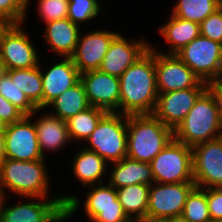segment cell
Wrapping results in <instances>:
<instances>
[{
    "label": "cell",
    "mask_w": 222,
    "mask_h": 222,
    "mask_svg": "<svg viewBox=\"0 0 222 222\" xmlns=\"http://www.w3.org/2000/svg\"><path fill=\"white\" fill-rule=\"evenodd\" d=\"M119 79L121 114H152L158 97L154 49L150 47Z\"/></svg>",
    "instance_id": "obj_1"
},
{
    "label": "cell",
    "mask_w": 222,
    "mask_h": 222,
    "mask_svg": "<svg viewBox=\"0 0 222 222\" xmlns=\"http://www.w3.org/2000/svg\"><path fill=\"white\" fill-rule=\"evenodd\" d=\"M220 131L218 85H213L209 86L195 101L183 122L174 131V138L193 148L220 137Z\"/></svg>",
    "instance_id": "obj_2"
},
{
    "label": "cell",
    "mask_w": 222,
    "mask_h": 222,
    "mask_svg": "<svg viewBox=\"0 0 222 222\" xmlns=\"http://www.w3.org/2000/svg\"><path fill=\"white\" fill-rule=\"evenodd\" d=\"M173 138L174 131L152 114L128 115V158L150 163Z\"/></svg>",
    "instance_id": "obj_3"
},
{
    "label": "cell",
    "mask_w": 222,
    "mask_h": 222,
    "mask_svg": "<svg viewBox=\"0 0 222 222\" xmlns=\"http://www.w3.org/2000/svg\"><path fill=\"white\" fill-rule=\"evenodd\" d=\"M45 160L19 161L4 158L0 162V196L4 188L21 196L45 200L48 193V176Z\"/></svg>",
    "instance_id": "obj_4"
},
{
    "label": "cell",
    "mask_w": 222,
    "mask_h": 222,
    "mask_svg": "<svg viewBox=\"0 0 222 222\" xmlns=\"http://www.w3.org/2000/svg\"><path fill=\"white\" fill-rule=\"evenodd\" d=\"M0 201V222H61L70 217L79 207L76 196H61L44 202H27L4 207ZM7 207V208H6Z\"/></svg>",
    "instance_id": "obj_5"
},
{
    "label": "cell",
    "mask_w": 222,
    "mask_h": 222,
    "mask_svg": "<svg viewBox=\"0 0 222 222\" xmlns=\"http://www.w3.org/2000/svg\"><path fill=\"white\" fill-rule=\"evenodd\" d=\"M127 124L128 115L106 113L86 140L91 147L85 149L96 152L105 161H121L127 157Z\"/></svg>",
    "instance_id": "obj_6"
},
{
    "label": "cell",
    "mask_w": 222,
    "mask_h": 222,
    "mask_svg": "<svg viewBox=\"0 0 222 222\" xmlns=\"http://www.w3.org/2000/svg\"><path fill=\"white\" fill-rule=\"evenodd\" d=\"M177 55L201 81L210 86L222 84V44L203 36L196 37Z\"/></svg>",
    "instance_id": "obj_7"
},
{
    "label": "cell",
    "mask_w": 222,
    "mask_h": 222,
    "mask_svg": "<svg viewBox=\"0 0 222 222\" xmlns=\"http://www.w3.org/2000/svg\"><path fill=\"white\" fill-rule=\"evenodd\" d=\"M155 183L194 182L192 148L173 138L150 162Z\"/></svg>",
    "instance_id": "obj_8"
},
{
    "label": "cell",
    "mask_w": 222,
    "mask_h": 222,
    "mask_svg": "<svg viewBox=\"0 0 222 222\" xmlns=\"http://www.w3.org/2000/svg\"><path fill=\"white\" fill-rule=\"evenodd\" d=\"M195 186L194 182L152 184L145 219L166 221L181 217L187 196Z\"/></svg>",
    "instance_id": "obj_9"
},
{
    "label": "cell",
    "mask_w": 222,
    "mask_h": 222,
    "mask_svg": "<svg viewBox=\"0 0 222 222\" xmlns=\"http://www.w3.org/2000/svg\"><path fill=\"white\" fill-rule=\"evenodd\" d=\"M154 64L158 93L187 88H208L210 85L198 76L175 54H163L154 50Z\"/></svg>",
    "instance_id": "obj_10"
},
{
    "label": "cell",
    "mask_w": 222,
    "mask_h": 222,
    "mask_svg": "<svg viewBox=\"0 0 222 222\" xmlns=\"http://www.w3.org/2000/svg\"><path fill=\"white\" fill-rule=\"evenodd\" d=\"M33 114L6 125L4 158L19 161L45 159L40 152L35 125L31 122Z\"/></svg>",
    "instance_id": "obj_11"
},
{
    "label": "cell",
    "mask_w": 222,
    "mask_h": 222,
    "mask_svg": "<svg viewBox=\"0 0 222 222\" xmlns=\"http://www.w3.org/2000/svg\"><path fill=\"white\" fill-rule=\"evenodd\" d=\"M193 180L197 187L222 183V136L192 148Z\"/></svg>",
    "instance_id": "obj_12"
},
{
    "label": "cell",
    "mask_w": 222,
    "mask_h": 222,
    "mask_svg": "<svg viewBox=\"0 0 222 222\" xmlns=\"http://www.w3.org/2000/svg\"><path fill=\"white\" fill-rule=\"evenodd\" d=\"M207 88H187L184 90L158 93L152 115L175 131L192 109L195 101Z\"/></svg>",
    "instance_id": "obj_13"
},
{
    "label": "cell",
    "mask_w": 222,
    "mask_h": 222,
    "mask_svg": "<svg viewBox=\"0 0 222 222\" xmlns=\"http://www.w3.org/2000/svg\"><path fill=\"white\" fill-rule=\"evenodd\" d=\"M80 81L92 107L108 112L119 110L120 79L100 70L80 74Z\"/></svg>",
    "instance_id": "obj_14"
},
{
    "label": "cell",
    "mask_w": 222,
    "mask_h": 222,
    "mask_svg": "<svg viewBox=\"0 0 222 222\" xmlns=\"http://www.w3.org/2000/svg\"><path fill=\"white\" fill-rule=\"evenodd\" d=\"M20 26V23L12 24L0 44V58L7 70L29 69L39 65L37 51Z\"/></svg>",
    "instance_id": "obj_15"
},
{
    "label": "cell",
    "mask_w": 222,
    "mask_h": 222,
    "mask_svg": "<svg viewBox=\"0 0 222 222\" xmlns=\"http://www.w3.org/2000/svg\"><path fill=\"white\" fill-rule=\"evenodd\" d=\"M84 210L93 222H132L118 200L116 189L109 183L88 191Z\"/></svg>",
    "instance_id": "obj_16"
},
{
    "label": "cell",
    "mask_w": 222,
    "mask_h": 222,
    "mask_svg": "<svg viewBox=\"0 0 222 222\" xmlns=\"http://www.w3.org/2000/svg\"><path fill=\"white\" fill-rule=\"evenodd\" d=\"M117 34L116 32L103 30L93 31L85 36L79 35L78 43L71 59L80 74L99 70L109 45Z\"/></svg>",
    "instance_id": "obj_17"
},
{
    "label": "cell",
    "mask_w": 222,
    "mask_h": 222,
    "mask_svg": "<svg viewBox=\"0 0 222 222\" xmlns=\"http://www.w3.org/2000/svg\"><path fill=\"white\" fill-rule=\"evenodd\" d=\"M148 45L143 40L130 43L122 35L117 34L111 41L99 70L120 77L149 50Z\"/></svg>",
    "instance_id": "obj_18"
},
{
    "label": "cell",
    "mask_w": 222,
    "mask_h": 222,
    "mask_svg": "<svg viewBox=\"0 0 222 222\" xmlns=\"http://www.w3.org/2000/svg\"><path fill=\"white\" fill-rule=\"evenodd\" d=\"M43 82V108L47 107L56 97L74 86L80 80L78 68L71 57L50 67L46 73L41 71Z\"/></svg>",
    "instance_id": "obj_19"
},
{
    "label": "cell",
    "mask_w": 222,
    "mask_h": 222,
    "mask_svg": "<svg viewBox=\"0 0 222 222\" xmlns=\"http://www.w3.org/2000/svg\"><path fill=\"white\" fill-rule=\"evenodd\" d=\"M114 169L110 174L109 184L119 189L128 185L146 184L152 185L154 177L151 164L124 157L119 162H114Z\"/></svg>",
    "instance_id": "obj_20"
},
{
    "label": "cell",
    "mask_w": 222,
    "mask_h": 222,
    "mask_svg": "<svg viewBox=\"0 0 222 222\" xmlns=\"http://www.w3.org/2000/svg\"><path fill=\"white\" fill-rule=\"evenodd\" d=\"M45 38L51 49L64 57L74 54L80 35L79 26L68 18L46 23Z\"/></svg>",
    "instance_id": "obj_21"
},
{
    "label": "cell",
    "mask_w": 222,
    "mask_h": 222,
    "mask_svg": "<svg viewBox=\"0 0 222 222\" xmlns=\"http://www.w3.org/2000/svg\"><path fill=\"white\" fill-rule=\"evenodd\" d=\"M34 125L37 132V139L40 148V152L43 154V150H55L59 149L70 139L68 133L67 122L58 118L57 116L46 114L39 117Z\"/></svg>",
    "instance_id": "obj_22"
},
{
    "label": "cell",
    "mask_w": 222,
    "mask_h": 222,
    "mask_svg": "<svg viewBox=\"0 0 222 222\" xmlns=\"http://www.w3.org/2000/svg\"><path fill=\"white\" fill-rule=\"evenodd\" d=\"M159 31L171 45L170 53L167 54H176L200 36V25L171 15L170 20Z\"/></svg>",
    "instance_id": "obj_23"
},
{
    "label": "cell",
    "mask_w": 222,
    "mask_h": 222,
    "mask_svg": "<svg viewBox=\"0 0 222 222\" xmlns=\"http://www.w3.org/2000/svg\"><path fill=\"white\" fill-rule=\"evenodd\" d=\"M150 186L134 184L116 189L118 200L132 222L146 218Z\"/></svg>",
    "instance_id": "obj_24"
},
{
    "label": "cell",
    "mask_w": 222,
    "mask_h": 222,
    "mask_svg": "<svg viewBox=\"0 0 222 222\" xmlns=\"http://www.w3.org/2000/svg\"><path fill=\"white\" fill-rule=\"evenodd\" d=\"M73 160V172L85 187L96 185L97 180H99L98 184H102L107 162L96 152L84 148Z\"/></svg>",
    "instance_id": "obj_25"
},
{
    "label": "cell",
    "mask_w": 222,
    "mask_h": 222,
    "mask_svg": "<svg viewBox=\"0 0 222 222\" xmlns=\"http://www.w3.org/2000/svg\"><path fill=\"white\" fill-rule=\"evenodd\" d=\"M49 105L53 106L56 111V114L52 113V115L65 121L91 107L80 80L60 96L56 97Z\"/></svg>",
    "instance_id": "obj_26"
},
{
    "label": "cell",
    "mask_w": 222,
    "mask_h": 222,
    "mask_svg": "<svg viewBox=\"0 0 222 222\" xmlns=\"http://www.w3.org/2000/svg\"><path fill=\"white\" fill-rule=\"evenodd\" d=\"M39 67L8 70L7 75L38 109H43V82Z\"/></svg>",
    "instance_id": "obj_27"
},
{
    "label": "cell",
    "mask_w": 222,
    "mask_h": 222,
    "mask_svg": "<svg viewBox=\"0 0 222 222\" xmlns=\"http://www.w3.org/2000/svg\"><path fill=\"white\" fill-rule=\"evenodd\" d=\"M106 113L103 109L91 106L70 117L66 121L70 139L87 140Z\"/></svg>",
    "instance_id": "obj_28"
},
{
    "label": "cell",
    "mask_w": 222,
    "mask_h": 222,
    "mask_svg": "<svg viewBox=\"0 0 222 222\" xmlns=\"http://www.w3.org/2000/svg\"><path fill=\"white\" fill-rule=\"evenodd\" d=\"M222 6V0H179L171 15L201 23Z\"/></svg>",
    "instance_id": "obj_29"
},
{
    "label": "cell",
    "mask_w": 222,
    "mask_h": 222,
    "mask_svg": "<svg viewBox=\"0 0 222 222\" xmlns=\"http://www.w3.org/2000/svg\"><path fill=\"white\" fill-rule=\"evenodd\" d=\"M181 218L188 222H212L207 204V188L195 186L187 196Z\"/></svg>",
    "instance_id": "obj_30"
},
{
    "label": "cell",
    "mask_w": 222,
    "mask_h": 222,
    "mask_svg": "<svg viewBox=\"0 0 222 222\" xmlns=\"http://www.w3.org/2000/svg\"><path fill=\"white\" fill-rule=\"evenodd\" d=\"M0 95L16 106L25 115H31L40 110L17 87L16 83L11 81L8 75L0 81Z\"/></svg>",
    "instance_id": "obj_31"
},
{
    "label": "cell",
    "mask_w": 222,
    "mask_h": 222,
    "mask_svg": "<svg viewBox=\"0 0 222 222\" xmlns=\"http://www.w3.org/2000/svg\"><path fill=\"white\" fill-rule=\"evenodd\" d=\"M67 18L77 24L92 20L100 12V3L97 0H68Z\"/></svg>",
    "instance_id": "obj_32"
},
{
    "label": "cell",
    "mask_w": 222,
    "mask_h": 222,
    "mask_svg": "<svg viewBox=\"0 0 222 222\" xmlns=\"http://www.w3.org/2000/svg\"><path fill=\"white\" fill-rule=\"evenodd\" d=\"M38 2L39 15L45 23L67 18L68 0H39Z\"/></svg>",
    "instance_id": "obj_33"
},
{
    "label": "cell",
    "mask_w": 222,
    "mask_h": 222,
    "mask_svg": "<svg viewBox=\"0 0 222 222\" xmlns=\"http://www.w3.org/2000/svg\"><path fill=\"white\" fill-rule=\"evenodd\" d=\"M29 0H0V15L13 24H22Z\"/></svg>",
    "instance_id": "obj_34"
},
{
    "label": "cell",
    "mask_w": 222,
    "mask_h": 222,
    "mask_svg": "<svg viewBox=\"0 0 222 222\" xmlns=\"http://www.w3.org/2000/svg\"><path fill=\"white\" fill-rule=\"evenodd\" d=\"M199 25L201 36L222 44V6Z\"/></svg>",
    "instance_id": "obj_35"
},
{
    "label": "cell",
    "mask_w": 222,
    "mask_h": 222,
    "mask_svg": "<svg viewBox=\"0 0 222 222\" xmlns=\"http://www.w3.org/2000/svg\"><path fill=\"white\" fill-rule=\"evenodd\" d=\"M25 114L0 95V119L5 125L21 120Z\"/></svg>",
    "instance_id": "obj_36"
},
{
    "label": "cell",
    "mask_w": 222,
    "mask_h": 222,
    "mask_svg": "<svg viewBox=\"0 0 222 222\" xmlns=\"http://www.w3.org/2000/svg\"><path fill=\"white\" fill-rule=\"evenodd\" d=\"M207 204L212 222H222V195L214 188H207Z\"/></svg>",
    "instance_id": "obj_37"
},
{
    "label": "cell",
    "mask_w": 222,
    "mask_h": 222,
    "mask_svg": "<svg viewBox=\"0 0 222 222\" xmlns=\"http://www.w3.org/2000/svg\"><path fill=\"white\" fill-rule=\"evenodd\" d=\"M13 23L9 21L7 18L0 15V44L5 32L10 28Z\"/></svg>",
    "instance_id": "obj_38"
},
{
    "label": "cell",
    "mask_w": 222,
    "mask_h": 222,
    "mask_svg": "<svg viewBox=\"0 0 222 222\" xmlns=\"http://www.w3.org/2000/svg\"><path fill=\"white\" fill-rule=\"evenodd\" d=\"M218 102H219V114L221 124V136H222V85H218Z\"/></svg>",
    "instance_id": "obj_39"
},
{
    "label": "cell",
    "mask_w": 222,
    "mask_h": 222,
    "mask_svg": "<svg viewBox=\"0 0 222 222\" xmlns=\"http://www.w3.org/2000/svg\"><path fill=\"white\" fill-rule=\"evenodd\" d=\"M5 155V133L0 132V162L4 159Z\"/></svg>",
    "instance_id": "obj_40"
},
{
    "label": "cell",
    "mask_w": 222,
    "mask_h": 222,
    "mask_svg": "<svg viewBox=\"0 0 222 222\" xmlns=\"http://www.w3.org/2000/svg\"><path fill=\"white\" fill-rule=\"evenodd\" d=\"M7 67L0 58V81L7 75Z\"/></svg>",
    "instance_id": "obj_41"
},
{
    "label": "cell",
    "mask_w": 222,
    "mask_h": 222,
    "mask_svg": "<svg viewBox=\"0 0 222 222\" xmlns=\"http://www.w3.org/2000/svg\"><path fill=\"white\" fill-rule=\"evenodd\" d=\"M166 222H188V221H185L181 217H178V218L168 219V220H166Z\"/></svg>",
    "instance_id": "obj_42"
},
{
    "label": "cell",
    "mask_w": 222,
    "mask_h": 222,
    "mask_svg": "<svg viewBox=\"0 0 222 222\" xmlns=\"http://www.w3.org/2000/svg\"><path fill=\"white\" fill-rule=\"evenodd\" d=\"M135 222H166V221L141 219V220H137Z\"/></svg>",
    "instance_id": "obj_43"
},
{
    "label": "cell",
    "mask_w": 222,
    "mask_h": 222,
    "mask_svg": "<svg viewBox=\"0 0 222 222\" xmlns=\"http://www.w3.org/2000/svg\"><path fill=\"white\" fill-rule=\"evenodd\" d=\"M6 128V125L3 123V121L0 119V132H4Z\"/></svg>",
    "instance_id": "obj_44"
},
{
    "label": "cell",
    "mask_w": 222,
    "mask_h": 222,
    "mask_svg": "<svg viewBox=\"0 0 222 222\" xmlns=\"http://www.w3.org/2000/svg\"><path fill=\"white\" fill-rule=\"evenodd\" d=\"M214 189H216L222 195V183L216 186Z\"/></svg>",
    "instance_id": "obj_45"
}]
</instances>
